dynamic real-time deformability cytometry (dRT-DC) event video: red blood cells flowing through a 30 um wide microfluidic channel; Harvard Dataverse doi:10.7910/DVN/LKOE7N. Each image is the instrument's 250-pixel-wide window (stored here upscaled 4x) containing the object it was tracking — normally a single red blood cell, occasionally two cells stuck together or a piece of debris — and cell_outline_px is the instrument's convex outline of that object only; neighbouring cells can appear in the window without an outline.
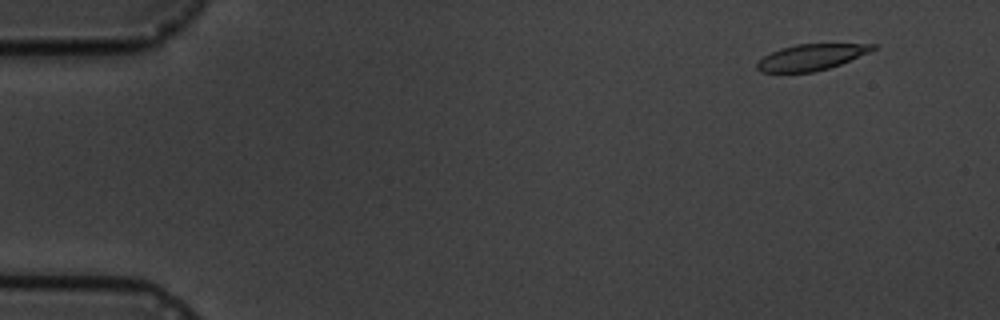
{"species": "common noctule bat (a hibernating species)", "species_latin": "Nyctalus noctula", "temperature_condition": "cold", "stored_images_in_passage": 5, "camera_frame_rate_fps": 3000, "um_per_image_px": 0.085, "animal": {"sex": "male", "body_mass_g": 19.5, "forearm_length_mm": 54.6}, "frame": {"image": 1, "passage_image": 2, "time_ms": 1.333, "image_size_px": [1000, 320], "cell_outline_px": [[876, 48], [868, 52], [840, 64], [828, 68], [812, 72], [760, 72], [756, 68], [756, 64], [764, 56], [780, 48], [796, 44], [876, 44]], "centroid_in_image_um": [68.91, 4.86], "position_along_channel_um": 16.1, "area_um2": 17.28}}
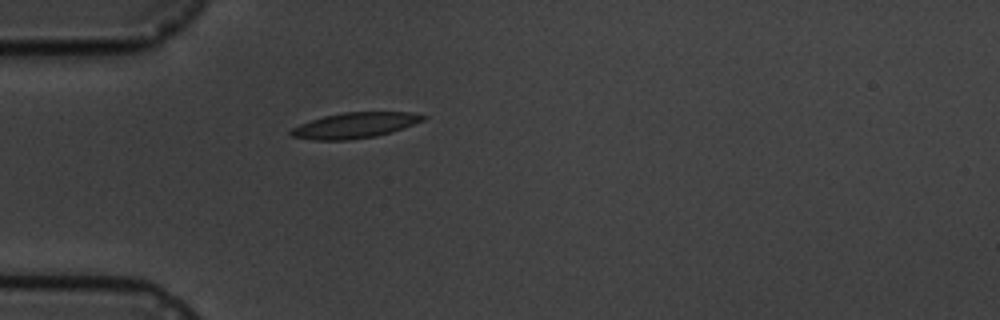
{"frame": {"image": 2, "passage_image": 5, "time_ms": 5.333, "image_size_px": [1000, 320], "cell_outline_px": [[428, 116], [424, 120], [404, 128], [376, 136], [348, 140], [312, 140], [292, 136], [288, 132], [292, 128], [300, 124], [324, 116], [344, 112], [412, 112]], "centroid_in_image_um": [30.17, 10.65], "position_along_channel_um": 54.8, "area_um2": 19.65}}